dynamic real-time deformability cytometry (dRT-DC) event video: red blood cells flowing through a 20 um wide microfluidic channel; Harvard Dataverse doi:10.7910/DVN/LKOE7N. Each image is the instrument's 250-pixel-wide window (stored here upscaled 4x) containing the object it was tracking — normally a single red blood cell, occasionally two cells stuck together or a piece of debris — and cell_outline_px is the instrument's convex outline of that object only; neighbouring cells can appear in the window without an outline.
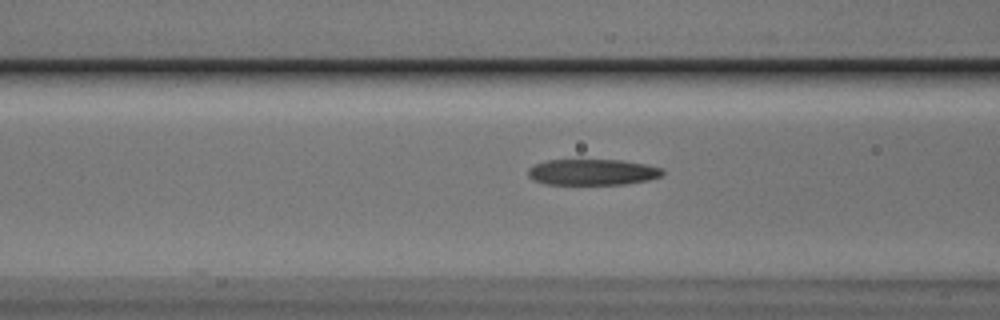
{"species": "Egyptian fruit bat (a non-hibernating species)", "species_latin": "Rousettus aegyptiacus", "temperature_condition": "cold", "stored_images_in_passage": 35, "camera_frame_rate_fps": 3000, "um_per_image_px": 0.085, "animal": {"sex": "male"}, "frame": {"image": 1, "passage_image": 10, "time_ms": 3.0, "image_size_px": [1000, 320], "cell_outline_px": [[664, 172], [660, 176], [648, 180], [624, 184], [548, 184], [532, 180], [528, 176], [528, 168], [544, 160], [620, 160], [644, 164], [664, 168]], "centroid_in_image_um": [50.34, 14.63], "position_along_channel_um": 116.3, "area_um2": 20.35}}
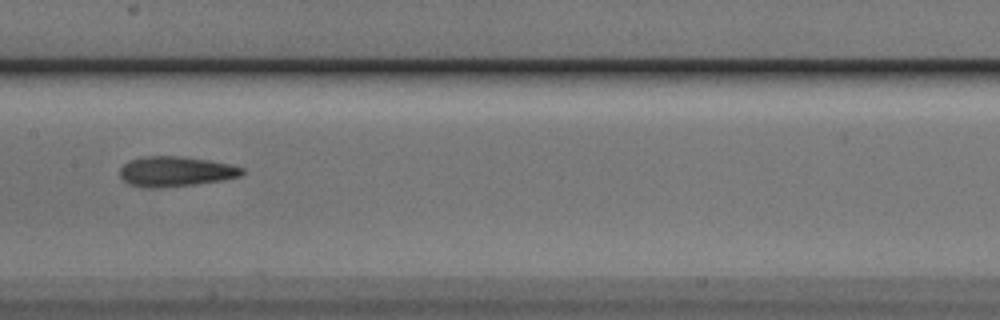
{"frame": {"image": 2, "passage_image": 16, "time_ms": 5.0, "image_size_px": [1000, 320], "cell_outline_px": [[244, 172], [240, 176], [220, 180], [196, 184], [160, 188], [144, 188], [128, 184], [120, 176], [120, 168], [128, 160], [140, 156], [180, 156], [208, 160], [228, 164], [244, 168]], "centroid_in_image_um": [14.87, 14.57], "position_along_channel_um": 192.5, "area_um2": 21.5}}
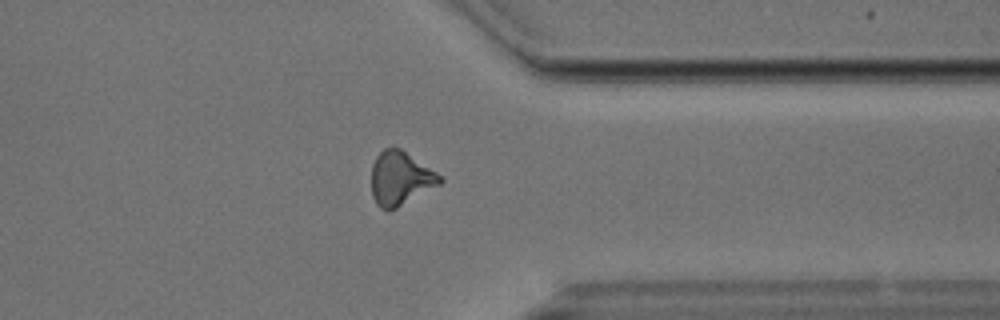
{"frame": {"image": 3, "passage_image": 31, "time_ms": 10.0, "image_size_px": [1000, 320], "cell_outline_px": [[444, 180], [440, 184], [396, 208], [388, 212], [380, 208], [376, 204], [372, 196], [372, 164], [376, 156], [384, 148], [400, 148], [444, 176]], "centroid_in_image_um": [34.04, 15.17], "position_along_channel_um": 377.4, "area_um2": 21.56}}